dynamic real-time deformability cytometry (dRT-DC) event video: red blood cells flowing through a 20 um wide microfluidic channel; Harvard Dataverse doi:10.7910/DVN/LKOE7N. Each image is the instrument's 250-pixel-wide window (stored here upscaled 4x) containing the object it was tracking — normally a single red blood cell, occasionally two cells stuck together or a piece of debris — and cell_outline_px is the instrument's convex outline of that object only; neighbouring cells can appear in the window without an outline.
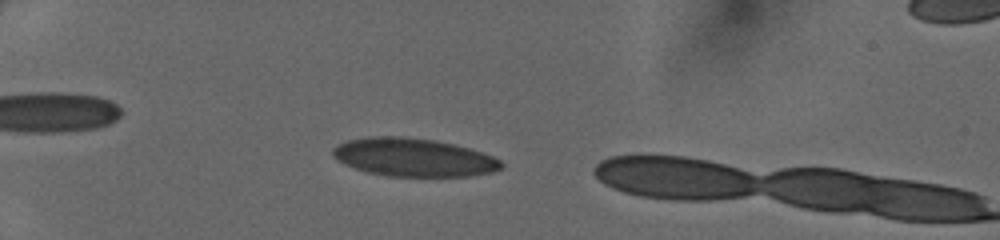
{"species": "human", "species_latin": "Homo sapiens", "temperature_condition": "cold", "stored_images_in_passage": 39, "camera_frame_rate_fps": 3000, "um_per_image_px": 0.085, "donor": {"sex": "female"}, "frame": {"image": 1, "passage_image": 7, "time_ms": 2.0, "image_size_px": [1000, 240], "cell_outline_px": [[504, 168], [492, 172], [468, 176], [388, 176], [368, 172], [344, 164], [332, 156], [332, 148], [348, 140], [364, 136], [400, 136], [436, 140], [468, 148], [492, 156], [500, 160], [504, 164]], "centroid_in_image_um": [35.14, 13.37], "position_along_channel_um": 49.9, "area_um2": 37.45}}
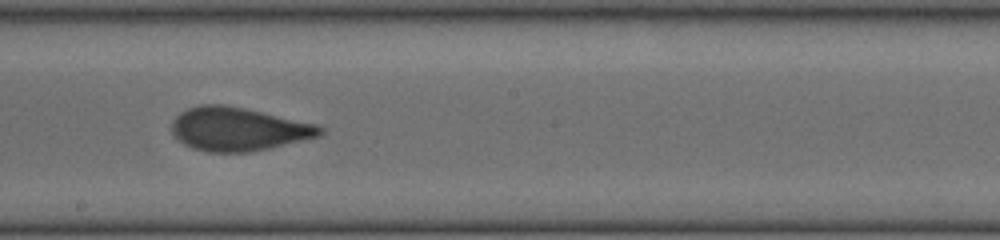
{"frame": {"image": 2, "passage_image": 22, "time_ms": 7.0, "image_size_px": [1000, 240], "cell_outline_px": [[324, 132], [320, 136], [268, 148], [248, 152], [208, 152], [192, 148], [184, 144], [172, 132], [172, 120], [180, 112], [188, 108], [200, 104], [224, 104], [244, 108], [316, 124], [324, 128]], "centroid_in_image_um": [20.23, 10.96], "position_along_channel_um": 228.0, "area_um2": 37.34}}
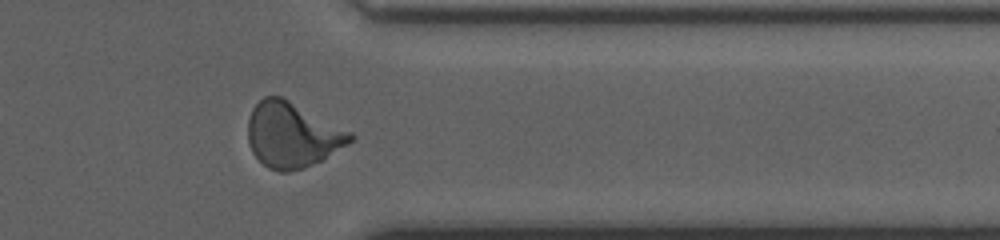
{"frame": {"image": 3, "passage_image": 33, "time_ms": 10.667, "image_size_px": [1000, 240], "cell_outline_px": [[356, 136], [348, 144], [320, 160], [304, 168], [288, 172], [280, 172], [268, 168], [252, 152], [248, 140], [248, 120], [252, 108], [264, 96], [280, 96], [352, 132]], "centroid_in_image_um": [24.82, 11.47], "position_along_channel_um": 386.6, "area_um2": 38.44}}